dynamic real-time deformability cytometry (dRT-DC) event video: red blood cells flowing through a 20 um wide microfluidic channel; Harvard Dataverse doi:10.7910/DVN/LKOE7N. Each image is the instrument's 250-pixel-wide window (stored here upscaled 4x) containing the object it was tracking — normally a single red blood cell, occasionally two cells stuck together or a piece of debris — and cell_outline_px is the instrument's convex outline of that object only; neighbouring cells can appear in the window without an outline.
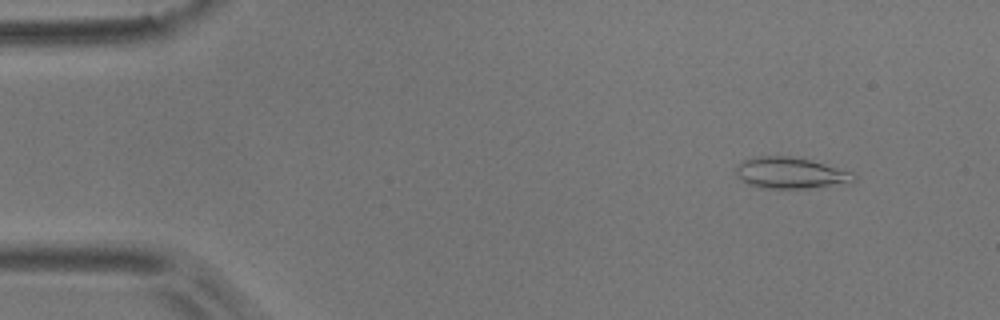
{"species": "common noctule bat (a hibernating species)", "species_latin": "Nyctalus noctula", "temperature_condition": "room temperature", "stored_images_in_passage": 45, "camera_frame_rate_fps": 3000, "um_per_image_px": 0.085, "animal": {"sex": "male", "body_mass_g": 17.9}, "frame": {"image": 1, "passage_image": 2, "time_ms": 0.333, "image_size_px": [1000, 320], "cell_outline_px": [[856, 180], [852, 184], [808, 188], [760, 188], [748, 184], [736, 176], [736, 168], [744, 160], [756, 156], [788, 156], [812, 160], [852, 172], [856, 176]], "centroid_in_image_um": [67.25, 14.72], "position_along_channel_um": 17.8, "area_um2": 21.68}}
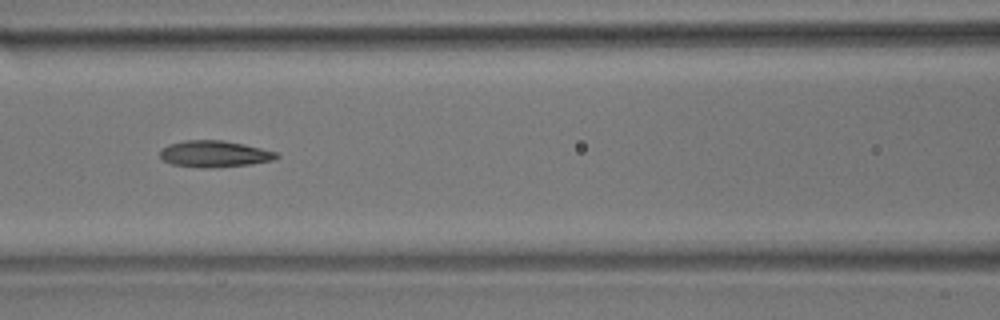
{"frame": {"image": 2, "passage_image": 20, "time_ms": 6.333, "image_size_px": [1000, 320], "cell_outline_px": [[280, 156], [276, 160], [252, 164], [208, 168], [200, 168], [172, 164], [164, 160], [160, 156], [160, 148], [168, 144], [184, 140], [224, 140], [244, 144], [280, 152]], "centroid_in_image_um": [18.27, 13.08], "position_along_channel_um": 148.3, "area_um2": 18.32}}
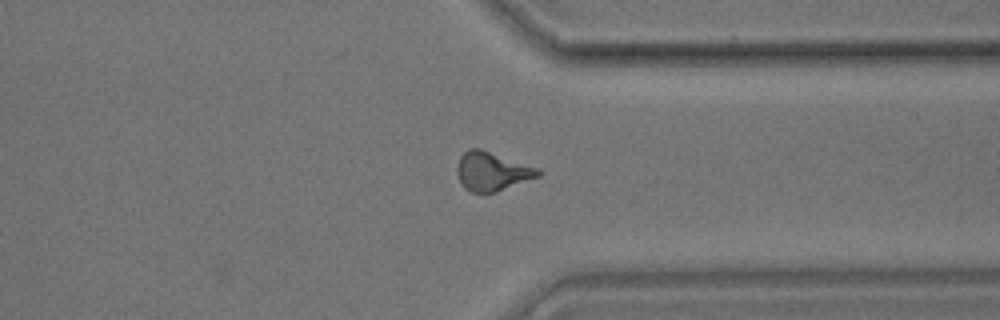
{"frame": {"image": 3, "passage_image": 38, "time_ms": 12.333, "image_size_px": [1000, 320], "cell_outline_px": [[544, 172], [540, 176], [496, 192], [472, 192], [464, 188], [456, 172], [456, 168], [460, 156], [468, 148], [480, 148], [540, 168]], "centroid_in_image_um": [41.85, 14.55], "position_along_channel_um": 369.6, "area_um2": 18.5}, "authors_computed_cell_mechanics": {"area_um2": 17.918, "velocity_mm_per_s": 3.7183, "shape_relaxation_time_tau1_ms": null, "shape_relaxation_time_tau2_ms": 2.892, "deformation_change_tau1": null, "deformation_change_tau2": 0.1185}}